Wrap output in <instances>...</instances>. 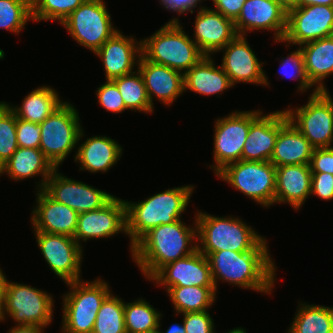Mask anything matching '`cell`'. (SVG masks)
Listing matches in <instances>:
<instances>
[{
    "label": "cell",
    "mask_w": 333,
    "mask_h": 333,
    "mask_svg": "<svg viewBox=\"0 0 333 333\" xmlns=\"http://www.w3.org/2000/svg\"><path fill=\"white\" fill-rule=\"evenodd\" d=\"M94 54L103 63L105 80H113L137 70L142 55V41L117 31Z\"/></svg>",
    "instance_id": "21"
},
{
    "label": "cell",
    "mask_w": 333,
    "mask_h": 333,
    "mask_svg": "<svg viewBox=\"0 0 333 333\" xmlns=\"http://www.w3.org/2000/svg\"><path fill=\"white\" fill-rule=\"evenodd\" d=\"M176 315L187 312L209 311L215 304L217 291L215 287L174 286L167 293Z\"/></svg>",
    "instance_id": "33"
},
{
    "label": "cell",
    "mask_w": 333,
    "mask_h": 333,
    "mask_svg": "<svg viewBox=\"0 0 333 333\" xmlns=\"http://www.w3.org/2000/svg\"><path fill=\"white\" fill-rule=\"evenodd\" d=\"M4 163L0 160V173L2 172L3 168H4Z\"/></svg>",
    "instance_id": "54"
},
{
    "label": "cell",
    "mask_w": 333,
    "mask_h": 333,
    "mask_svg": "<svg viewBox=\"0 0 333 333\" xmlns=\"http://www.w3.org/2000/svg\"><path fill=\"white\" fill-rule=\"evenodd\" d=\"M309 166L312 173L326 172L333 175V146L314 148Z\"/></svg>",
    "instance_id": "45"
},
{
    "label": "cell",
    "mask_w": 333,
    "mask_h": 333,
    "mask_svg": "<svg viewBox=\"0 0 333 333\" xmlns=\"http://www.w3.org/2000/svg\"><path fill=\"white\" fill-rule=\"evenodd\" d=\"M328 91L308 96L302 106L284 109L288 120L304 135L314 148L332 147L333 97Z\"/></svg>",
    "instance_id": "10"
},
{
    "label": "cell",
    "mask_w": 333,
    "mask_h": 333,
    "mask_svg": "<svg viewBox=\"0 0 333 333\" xmlns=\"http://www.w3.org/2000/svg\"><path fill=\"white\" fill-rule=\"evenodd\" d=\"M69 292L62 294V333H92L97 313L111 293L107 281L98 278L66 283Z\"/></svg>",
    "instance_id": "6"
},
{
    "label": "cell",
    "mask_w": 333,
    "mask_h": 333,
    "mask_svg": "<svg viewBox=\"0 0 333 333\" xmlns=\"http://www.w3.org/2000/svg\"><path fill=\"white\" fill-rule=\"evenodd\" d=\"M311 179L309 165L276 167L275 204L288 203L294 210H300L310 197Z\"/></svg>",
    "instance_id": "26"
},
{
    "label": "cell",
    "mask_w": 333,
    "mask_h": 333,
    "mask_svg": "<svg viewBox=\"0 0 333 333\" xmlns=\"http://www.w3.org/2000/svg\"><path fill=\"white\" fill-rule=\"evenodd\" d=\"M38 247L52 272L64 283L82 280L83 248L70 236L33 231Z\"/></svg>",
    "instance_id": "13"
},
{
    "label": "cell",
    "mask_w": 333,
    "mask_h": 333,
    "mask_svg": "<svg viewBox=\"0 0 333 333\" xmlns=\"http://www.w3.org/2000/svg\"><path fill=\"white\" fill-rule=\"evenodd\" d=\"M333 36V6H298L287 13L286 33L281 41L300 46L310 41ZM288 44H287V43Z\"/></svg>",
    "instance_id": "14"
},
{
    "label": "cell",
    "mask_w": 333,
    "mask_h": 333,
    "mask_svg": "<svg viewBox=\"0 0 333 333\" xmlns=\"http://www.w3.org/2000/svg\"><path fill=\"white\" fill-rule=\"evenodd\" d=\"M269 249H252L246 252L217 251L208 254L216 291L219 281L238 288L271 295L276 285V263Z\"/></svg>",
    "instance_id": "1"
},
{
    "label": "cell",
    "mask_w": 333,
    "mask_h": 333,
    "mask_svg": "<svg viewBox=\"0 0 333 333\" xmlns=\"http://www.w3.org/2000/svg\"><path fill=\"white\" fill-rule=\"evenodd\" d=\"M44 329L35 325H15L7 333H44Z\"/></svg>",
    "instance_id": "49"
},
{
    "label": "cell",
    "mask_w": 333,
    "mask_h": 333,
    "mask_svg": "<svg viewBox=\"0 0 333 333\" xmlns=\"http://www.w3.org/2000/svg\"><path fill=\"white\" fill-rule=\"evenodd\" d=\"M18 147L16 115L4 101H0V160L5 164Z\"/></svg>",
    "instance_id": "39"
},
{
    "label": "cell",
    "mask_w": 333,
    "mask_h": 333,
    "mask_svg": "<svg viewBox=\"0 0 333 333\" xmlns=\"http://www.w3.org/2000/svg\"><path fill=\"white\" fill-rule=\"evenodd\" d=\"M82 128L74 161L79 165V170L90 173H106L120 160L123 149L112 138L104 135L88 137L84 142H79L85 136ZM80 143V144H79Z\"/></svg>",
    "instance_id": "25"
},
{
    "label": "cell",
    "mask_w": 333,
    "mask_h": 333,
    "mask_svg": "<svg viewBox=\"0 0 333 333\" xmlns=\"http://www.w3.org/2000/svg\"><path fill=\"white\" fill-rule=\"evenodd\" d=\"M80 121L79 111L71 102L65 101L39 124V149L56 168L64 163L72 150L77 149L83 128Z\"/></svg>",
    "instance_id": "7"
},
{
    "label": "cell",
    "mask_w": 333,
    "mask_h": 333,
    "mask_svg": "<svg viewBox=\"0 0 333 333\" xmlns=\"http://www.w3.org/2000/svg\"><path fill=\"white\" fill-rule=\"evenodd\" d=\"M86 0H31L32 21L61 23Z\"/></svg>",
    "instance_id": "38"
},
{
    "label": "cell",
    "mask_w": 333,
    "mask_h": 333,
    "mask_svg": "<svg viewBox=\"0 0 333 333\" xmlns=\"http://www.w3.org/2000/svg\"><path fill=\"white\" fill-rule=\"evenodd\" d=\"M35 193L36 204L30 217L33 231L74 238L79 214L67 205L52 199L44 190H36Z\"/></svg>",
    "instance_id": "23"
},
{
    "label": "cell",
    "mask_w": 333,
    "mask_h": 333,
    "mask_svg": "<svg viewBox=\"0 0 333 333\" xmlns=\"http://www.w3.org/2000/svg\"><path fill=\"white\" fill-rule=\"evenodd\" d=\"M119 90L127 110H134L140 113L152 114V107L139 70L111 80Z\"/></svg>",
    "instance_id": "35"
},
{
    "label": "cell",
    "mask_w": 333,
    "mask_h": 333,
    "mask_svg": "<svg viewBox=\"0 0 333 333\" xmlns=\"http://www.w3.org/2000/svg\"><path fill=\"white\" fill-rule=\"evenodd\" d=\"M55 169L56 167L39 148L18 147L5 163L0 176L5 174L12 181H22L41 176L42 179L36 186V190L39 191L44 189L47 179Z\"/></svg>",
    "instance_id": "27"
},
{
    "label": "cell",
    "mask_w": 333,
    "mask_h": 333,
    "mask_svg": "<svg viewBox=\"0 0 333 333\" xmlns=\"http://www.w3.org/2000/svg\"><path fill=\"white\" fill-rule=\"evenodd\" d=\"M182 220L162 224L144 234L134 245L131 258L144 278L149 280L164 265L197 250V226Z\"/></svg>",
    "instance_id": "2"
},
{
    "label": "cell",
    "mask_w": 333,
    "mask_h": 333,
    "mask_svg": "<svg viewBox=\"0 0 333 333\" xmlns=\"http://www.w3.org/2000/svg\"><path fill=\"white\" fill-rule=\"evenodd\" d=\"M181 315L186 333H217L209 311L187 312Z\"/></svg>",
    "instance_id": "42"
},
{
    "label": "cell",
    "mask_w": 333,
    "mask_h": 333,
    "mask_svg": "<svg viewBox=\"0 0 333 333\" xmlns=\"http://www.w3.org/2000/svg\"><path fill=\"white\" fill-rule=\"evenodd\" d=\"M49 85H42L30 91L22 100L21 106H12L5 101L18 119L40 124L65 101Z\"/></svg>",
    "instance_id": "31"
},
{
    "label": "cell",
    "mask_w": 333,
    "mask_h": 333,
    "mask_svg": "<svg viewBox=\"0 0 333 333\" xmlns=\"http://www.w3.org/2000/svg\"><path fill=\"white\" fill-rule=\"evenodd\" d=\"M6 308V276L0 267V322L4 321Z\"/></svg>",
    "instance_id": "48"
},
{
    "label": "cell",
    "mask_w": 333,
    "mask_h": 333,
    "mask_svg": "<svg viewBox=\"0 0 333 333\" xmlns=\"http://www.w3.org/2000/svg\"><path fill=\"white\" fill-rule=\"evenodd\" d=\"M287 13L299 6V0H275Z\"/></svg>",
    "instance_id": "51"
},
{
    "label": "cell",
    "mask_w": 333,
    "mask_h": 333,
    "mask_svg": "<svg viewBox=\"0 0 333 333\" xmlns=\"http://www.w3.org/2000/svg\"><path fill=\"white\" fill-rule=\"evenodd\" d=\"M310 196L321 200H333V175L330 173H312Z\"/></svg>",
    "instance_id": "44"
},
{
    "label": "cell",
    "mask_w": 333,
    "mask_h": 333,
    "mask_svg": "<svg viewBox=\"0 0 333 333\" xmlns=\"http://www.w3.org/2000/svg\"><path fill=\"white\" fill-rule=\"evenodd\" d=\"M288 121L284 110L267 114H263L262 110H250V129L241 160L270 161L279 130Z\"/></svg>",
    "instance_id": "18"
},
{
    "label": "cell",
    "mask_w": 333,
    "mask_h": 333,
    "mask_svg": "<svg viewBox=\"0 0 333 333\" xmlns=\"http://www.w3.org/2000/svg\"><path fill=\"white\" fill-rule=\"evenodd\" d=\"M95 93L98 99L97 103L106 111L121 114L127 110L117 86L111 80H106L97 88Z\"/></svg>",
    "instance_id": "41"
},
{
    "label": "cell",
    "mask_w": 333,
    "mask_h": 333,
    "mask_svg": "<svg viewBox=\"0 0 333 333\" xmlns=\"http://www.w3.org/2000/svg\"><path fill=\"white\" fill-rule=\"evenodd\" d=\"M161 323L162 322L159 321L157 333H186V329L183 323L171 324V326H169L168 329L165 330V332L160 330L161 329L160 327L162 326Z\"/></svg>",
    "instance_id": "50"
},
{
    "label": "cell",
    "mask_w": 333,
    "mask_h": 333,
    "mask_svg": "<svg viewBox=\"0 0 333 333\" xmlns=\"http://www.w3.org/2000/svg\"><path fill=\"white\" fill-rule=\"evenodd\" d=\"M203 0H159V4L168 11L176 12L178 15L194 13L197 5H201ZM199 3V4H198ZM194 9V10H193Z\"/></svg>",
    "instance_id": "47"
},
{
    "label": "cell",
    "mask_w": 333,
    "mask_h": 333,
    "mask_svg": "<svg viewBox=\"0 0 333 333\" xmlns=\"http://www.w3.org/2000/svg\"><path fill=\"white\" fill-rule=\"evenodd\" d=\"M287 333H333V307L300 301Z\"/></svg>",
    "instance_id": "32"
},
{
    "label": "cell",
    "mask_w": 333,
    "mask_h": 333,
    "mask_svg": "<svg viewBox=\"0 0 333 333\" xmlns=\"http://www.w3.org/2000/svg\"><path fill=\"white\" fill-rule=\"evenodd\" d=\"M194 22L193 41L205 56L218 53L238 34L234 21L216 10L199 6Z\"/></svg>",
    "instance_id": "22"
},
{
    "label": "cell",
    "mask_w": 333,
    "mask_h": 333,
    "mask_svg": "<svg viewBox=\"0 0 333 333\" xmlns=\"http://www.w3.org/2000/svg\"><path fill=\"white\" fill-rule=\"evenodd\" d=\"M213 56H204L196 65L183 75L184 93L191 92L204 95H218L234 87L221 65L216 66Z\"/></svg>",
    "instance_id": "28"
},
{
    "label": "cell",
    "mask_w": 333,
    "mask_h": 333,
    "mask_svg": "<svg viewBox=\"0 0 333 333\" xmlns=\"http://www.w3.org/2000/svg\"><path fill=\"white\" fill-rule=\"evenodd\" d=\"M54 299L52 294L31 285L11 282L6 277V316L16 325L48 327L53 320Z\"/></svg>",
    "instance_id": "11"
},
{
    "label": "cell",
    "mask_w": 333,
    "mask_h": 333,
    "mask_svg": "<svg viewBox=\"0 0 333 333\" xmlns=\"http://www.w3.org/2000/svg\"><path fill=\"white\" fill-rule=\"evenodd\" d=\"M105 0H86L60 24L77 44L95 53L118 30Z\"/></svg>",
    "instance_id": "9"
},
{
    "label": "cell",
    "mask_w": 333,
    "mask_h": 333,
    "mask_svg": "<svg viewBox=\"0 0 333 333\" xmlns=\"http://www.w3.org/2000/svg\"><path fill=\"white\" fill-rule=\"evenodd\" d=\"M213 159L209 165L216 175L225 166L241 160L250 129V111H239L219 117L214 122Z\"/></svg>",
    "instance_id": "12"
},
{
    "label": "cell",
    "mask_w": 333,
    "mask_h": 333,
    "mask_svg": "<svg viewBox=\"0 0 333 333\" xmlns=\"http://www.w3.org/2000/svg\"><path fill=\"white\" fill-rule=\"evenodd\" d=\"M326 5L333 6V0H299V6Z\"/></svg>",
    "instance_id": "52"
},
{
    "label": "cell",
    "mask_w": 333,
    "mask_h": 333,
    "mask_svg": "<svg viewBox=\"0 0 333 333\" xmlns=\"http://www.w3.org/2000/svg\"><path fill=\"white\" fill-rule=\"evenodd\" d=\"M299 48L303 53L307 78L314 86L312 92L328 91L324 82L333 74V36L307 42Z\"/></svg>",
    "instance_id": "29"
},
{
    "label": "cell",
    "mask_w": 333,
    "mask_h": 333,
    "mask_svg": "<svg viewBox=\"0 0 333 333\" xmlns=\"http://www.w3.org/2000/svg\"><path fill=\"white\" fill-rule=\"evenodd\" d=\"M16 138L19 147L39 148L41 139L39 124L16 117Z\"/></svg>",
    "instance_id": "43"
},
{
    "label": "cell",
    "mask_w": 333,
    "mask_h": 333,
    "mask_svg": "<svg viewBox=\"0 0 333 333\" xmlns=\"http://www.w3.org/2000/svg\"><path fill=\"white\" fill-rule=\"evenodd\" d=\"M214 4V10L221 13L224 17L235 21L246 0H211Z\"/></svg>",
    "instance_id": "46"
},
{
    "label": "cell",
    "mask_w": 333,
    "mask_h": 333,
    "mask_svg": "<svg viewBox=\"0 0 333 333\" xmlns=\"http://www.w3.org/2000/svg\"><path fill=\"white\" fill-rule=\"evenodd\" d=\"M197 250L207 256L217 251L246 252L252 249H268L267 238L239 217L215 216L198 211Z\"/></svg>",
    "instance_id": "4"
},
{
    "label": "cell",
    "mask_w": 333,
    "mask_h": 333,
    "mask_svg": "<svg viewBox=\"0 0 333 333\" xmlns=\"http://www.w3.org/2000/svg\"><path fill=\"white\" fill-rule=\"evenodd\" d=\"M246 36L237 35L219 52L223 53L221 67L228 75L231 83H249L269 87L267 73L246 39Z\"/></svg>",
    "instance_id": "17"
},
{
    "label": "cell",
    "mask_w": 333,
    "mask_h": 333,
    "mask_svg": "<svg viewBox=\"0 0 333 333\" xmlns=\"http://www.w3.org/2000/svg\"><path fill=\"white\" fill-rule=\"evenodd\" d=\"M163 313L144 298L133 302L124 300L125 328L127 333H146L157 331Z\"/></svg>",
    "instance_id": "34"
},
{
    "label": "cell",
    "mask_w": 333,
    "mask_h": 333,
    "mask_svg": "<svg viewBox=\"0 0 333 333\" xmlns=\"http://www.w3.org/2000/svg\"><path fill=\"white\" fill-rule=\"evenodd\" d=\"M92 333H127L122 298L112 292L105 298L97 313Z\"/></svg>",
    "instance_id": "36"
},
{
    "label": "cell",
    "mask_w": 333,
    "mask_h": 333,
    "mask_svg": "<svg viewBox=\"0 0 333 333\" xmlns=\"http://www.w3.org/2000/svg\"><path fill=\"white\" fill-rule=\"evenodd\" d=\"M148 281L163 286L166 292L174 286L215 287L208 259L198 250L164 265Z\"/></svg>",
    "instance_id": "19"
},
{
    "label": "cell",
    "mask_w": 333,
    "mask_h": 333,
    "mask_svg": "<svg viewBox=\"0 0 333 333\" xmlns=\"http://www.w3.org/2000/svg\"><path fill=\"white\" fill-rule=\"evenodd\" d=\"M137 69L143 78L153 108L155 97L164 106H170L184 93L183 74L179 71L151 62L143 55H141Z\"/></svg>",
    "instance_id": "24"
},
{
    "label": "cell",
    "mask_w": 333,
    "mask_h": 333,
    "mask_svg": "<svg viewBox=\"0 0 333 333\" xmlns=\"http://www.w3.org/2000/svg\"><path fill=\"white\" fill-rule=\"evenodd\" d=\"M172 18L151 36L141 39L142 55L149 61L165 65L183 75L205 55L181 26Z\"/></svg>",
    "instance_id": "5"
},
{
    "label": "cell",
    "mask_w": 333,
    "mask_h": 333,
    "mask_svg": "<svg viewBox=\"0 0 333 333\" xmlns=\"http://www.w3.org/2000/svg\"><path fill=\"white\" fill-rule=\"evenodd\" d=\"M56 168L47 179L44 191L55 201L67 205L78 214L101 209L115 195L84 182L71 179Z\"/></svg>",
    "instance_id": "15"
},
{
    "label": "cell",
    "mask_w": 333,
    "mask_h": 333,
    "mask_svg": "<svg viewBox=\"0 0 333 333\" xmlns=\"http://www.w3.org/2000/svg\"><path fill=\"white\" fill-rule=\"evenodd\" d=\"M279 61V73L284 76V78L290 77L292 79H297V83H299L297 91H300L299 93L302 94L314 87L307 78L303 53L299 47L298 49H295V51H291L288 56L283 57V59Z\"/></svg>",
    "instance_id": "40"
},
{
    "label": "cell",
    "mask_w": 333,
    "mask_h": 333,
    "mask_svg": "<svg viewBox=\"0 0 333 333\" xmlns=\"http://www.w3.org/2000/svg\"><path fill=\"white\" fill-rule=\"evenodd\" d=\"M194 189V185H182L155 193L138 202L125 200L129 251L132 252L133 245L152 228L181 220Z\"/></svg>",
    "instance_id": "3"
},
{
    "label": "cell",
    "mask_w": 333,
    "mask_h": 333,
    "mask_svg": "<svg viewBox=\"0 0 333 333\" xmlns=\"http://www.w3.org/2000/svg\"><path fill=\"white\" fill-rule=\"evenodd\" d=\"M215 176L265 209L275 204L276 167L270 161L240 160Z\"/></svg>",
    "instance_id": "8"
},
{
    "label": "cell",
    "mask_w": 333,
    "mask_h": 333,
    "mask_svg": "<svg viewBox=\"0 0 333 333\" xmlns=\"http://www.w3.org/2000/svg\"><path fill=\"white\" fill-rule=\"evenodd\" d=\"M32 21L31 0H0V29L19 34Z\"/></svg>",
    "instance_id": "37"
},
{
    "label": "cell",
    "mask_w": 333,
    "mask_h": 333,
    "mask_svg": "<svg viewBox=\"0 0 333 333\" xmlns=\"http://www.w3.org/2000/svg\"><path fill=\"white\" fill-rule=\"evenodd\" d=\"M126 235L125 200L114 196L101 209L83 212L78 215L74 239L80 242L115 237L119 233Z\"/></svg>",
    "instance_id": "16"
},
{
    "label": "cell",
    "mask_w": 333,
    "mask_h": 333,
    "mask_svg": "<svg viewBox=\"0 0 333 333\" xmlns=\"http://www.w3.org/2000/svg\"><path fill=\"white\" fill-rule=\"evenodd\" d=\"M314 147L304 135L288 121L277 135L270 162L275 166L309 165Z\"/></svg>",
    "instance_id": "30"
},
{
    "label": "cell",
    "mask_w": 333,
    "mask_h": 333,
    "mask_svg": "<svg viewBox=\"0 0 333 333\" xmlns=\"http://www.w3.org/2000/svg\"><path fill=\"white\" fill-rule=\"evenodd\" d=\"M246 331L247 330H245L242 327H236V328L229 330L228 332L226 331V333H247Z\"/></svg>",
    "instance_id": "53"
},
{
    "label": "cell",
    "mask_w": 333,
    "mask_h": 333,
    "mask_svg": "<svg viewBox=\"0 0 333 333\" xmlns=\"http://www.w3.org/2000/svg\"><path fill=\"white\" fill-rule=\"evenodd\" d=\"M234 24L238 35L273 31L275 42L280 43L286 33L287 12L275 0H246Z\"/></svg>",
    "instance_id": "20"
}]
</instances>
